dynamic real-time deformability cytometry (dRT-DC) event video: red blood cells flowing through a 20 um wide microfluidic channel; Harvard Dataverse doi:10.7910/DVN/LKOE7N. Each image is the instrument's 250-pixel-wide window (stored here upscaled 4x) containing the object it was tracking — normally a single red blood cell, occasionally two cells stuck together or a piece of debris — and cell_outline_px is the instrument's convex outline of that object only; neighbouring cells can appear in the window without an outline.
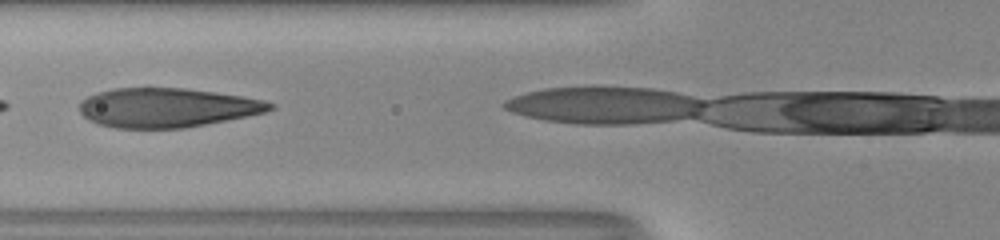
{"species": "human", "species_latin": "Homo sapiens", "temperature_condition": "room temperature", "stored_images_in_passage": 6, "camera_frame_rate_fps": 3000, "um_per_image_px": 0.085, "donor": {"sex": "male"}, "frame": {"image": 1, "passage_image": 4, "time_ms": 1.0, "image_size_px": [1000, 240], "cell_outline_px": [[276, 108], [264, 112], [184, 128], [116, 128], [96, 124], [88, 120], [80, 112], [80, 100], [96, 92], [112, 88], [184, 88], [244, 96], [264, 100], [276, 104]], "centroid_in_image_um": [14.15, 9.14], "position_along_channel_um": 111.6, "area_um2": 43.58}}